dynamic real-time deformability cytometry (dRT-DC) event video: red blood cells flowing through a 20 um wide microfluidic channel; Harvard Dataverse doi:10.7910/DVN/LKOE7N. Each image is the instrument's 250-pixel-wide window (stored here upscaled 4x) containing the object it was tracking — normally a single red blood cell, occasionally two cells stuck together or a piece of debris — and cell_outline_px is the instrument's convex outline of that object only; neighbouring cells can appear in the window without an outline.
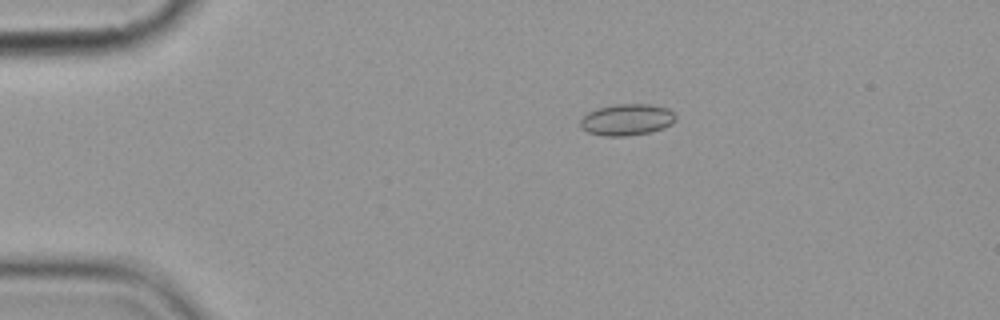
{"species": "common noctule bat (a hibernating species)", "species_latin": "Nyctalus noctula", "temperature_condition": "cold", "stored_images_in_passage": 5, "camera_frame_rate_fps": 3000, "um_per_image_px": 0.085, "animal": {"sex": "female", "body_mass_g": 19.9}, "frame": {"image": 1, "passage_image": 5, "time_ms": 5.0, "image_size_px": [1000, 320], "cell_outline_px": [[676, 120], [672, 124], [664, 128], [652, 132], [628, 136], [604, 136], [588, 132], [580, 128], [580, 120], [588, 112], [600, 108], [616, 104], [648, 104], [668, 108], [676, 116]], "centroid_in_image_um": [53.3, 10.19], "position_along_channel_um": 31.7, "area_um2": 17.57}}